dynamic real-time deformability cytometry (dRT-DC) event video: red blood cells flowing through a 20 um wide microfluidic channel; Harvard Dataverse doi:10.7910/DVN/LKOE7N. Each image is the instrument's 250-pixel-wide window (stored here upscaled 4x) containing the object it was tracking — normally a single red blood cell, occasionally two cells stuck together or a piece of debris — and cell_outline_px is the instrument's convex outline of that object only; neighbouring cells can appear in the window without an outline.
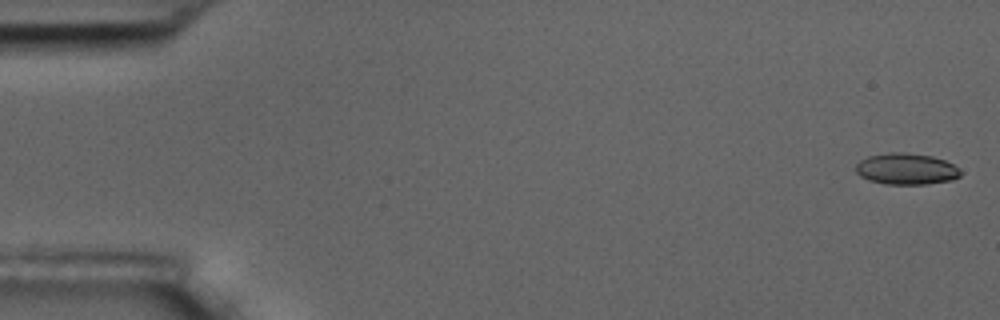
{"species": "common noctule bat (a hibernating species)", "species_latin": "Nyctalus noctula", "temperature_condition": "room temperature", "stored_images_in_passage": 7, "camera_frame_rate_fps": 3000, "um_per_image_px": 0.085, "animal": {"sex": "male", "body_mass_g": 17.5, "forearm_length_mm": 52.3}, "frame": {"image": 1, "passage_image": 7, "time_ms": 7.667, "image_size_px": [1000, 320], "cell_outline_px": [[960, 176], [952, 180], [924, 184], [884, 184], [868, 180], [860, 176], [856, 172], [856, 164], [860, 160], [868, 156], [888, 152], [904, 152], [932, 156], [944, 160], [952, 164], [960, 172]], "centroid_in_image_um": [76.99, 14.35], "position_along_channel_um": 8.0, "area_um2": 19.07}}